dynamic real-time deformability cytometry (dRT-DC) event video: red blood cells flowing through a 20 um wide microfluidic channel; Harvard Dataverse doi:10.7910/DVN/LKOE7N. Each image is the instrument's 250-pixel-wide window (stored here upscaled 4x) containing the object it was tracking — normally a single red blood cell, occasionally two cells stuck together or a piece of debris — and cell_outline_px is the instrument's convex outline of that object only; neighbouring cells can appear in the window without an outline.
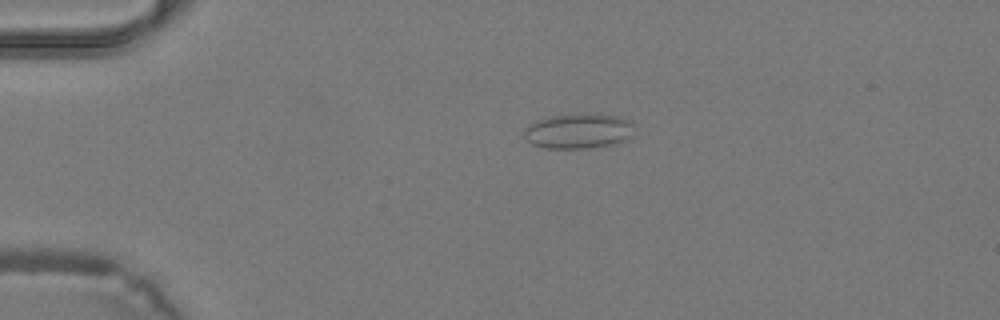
{"species": "common noctule bat (a hibernating species)", "species_latin": "Nyctalus noctula", "temperature_condition": "warm", "stored_images_in_passage": 32, "camera_frame_rate_fps": 3000, "um_per_image_px": 0.085, "animal": {"sex": "male", "body_mass_g": 19.2, "forearm_length_mm": 51.8}, "frame": {"image": 1, "passage_image": 1, "time_ms": 0.0, "image_size_px": [1000, 320], "cell_outline_px": [[632, 136], [624, 140], [608, 144], [588, 148], [544, 148], [532, 144], [524, 136], [524, 128], [528, 124], [536, 120], [552, 116], [600, 112], [632, 120]], "centroid_in_image_um": [49.16, 11.11], "position_along_channel_um": 35.8, "area_um2": 22.6}}
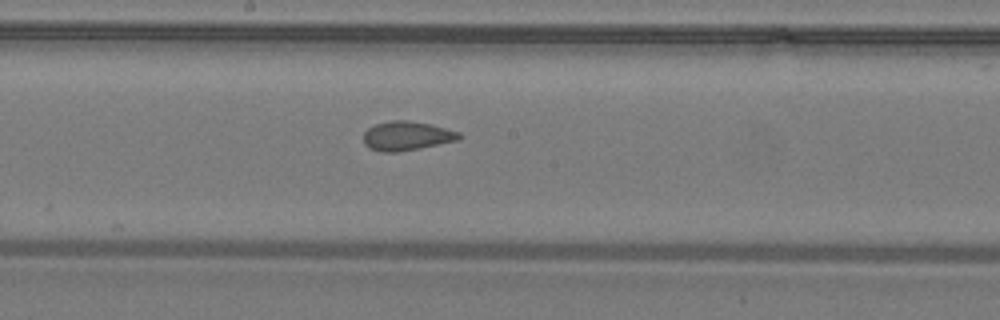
{"frame": {"image": 2, "passage_image": 14, "time_ms": 4.333, "image_size_px": [1000, 320], "cell_outline_px": [[464, 136], [460, 140], [420, 148], [396, 152], [380, 152], [368, 148], [364, 144], [364, 132], [368, 128], [376, 124], [392, 120], [408, 120], [432, 124], [460, 132]], "centroid_in_image_um": [34.61, 11.55], "position_along_channel_um": 213.6, "area_um2": 16.47}}
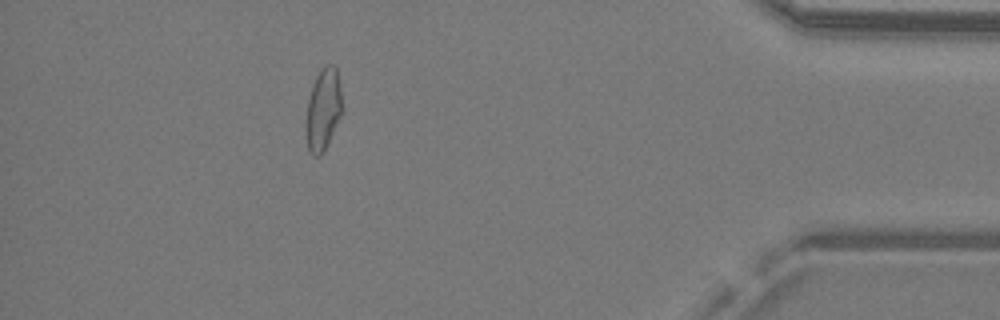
{"frame": {"image": 3, "passage_image": 28, "time_ms": 9.0, "image_size_px": [1000, 320], "cell_outline_px": [[340, 116], [324, 152], [320, 156], [316, 156], [308, 148], [308, 100], [312, 84], [320, 68], [328, 64], [332, 64], [336, 68], [340, 84]], "centroid_in_image_um": [27.49, 9.24], "position_along_channel_um": 407.7, "area_um2": 16.42}}